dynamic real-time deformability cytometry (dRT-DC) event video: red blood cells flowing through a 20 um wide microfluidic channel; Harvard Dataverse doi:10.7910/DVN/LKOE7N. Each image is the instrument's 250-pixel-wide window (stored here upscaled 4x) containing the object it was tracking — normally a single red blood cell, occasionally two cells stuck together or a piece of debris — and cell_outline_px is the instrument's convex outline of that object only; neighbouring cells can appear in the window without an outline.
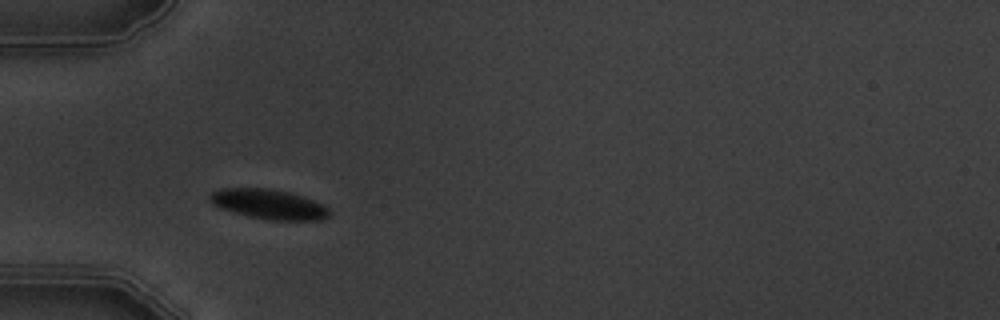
{"species": "common noctule bat (a hibernating species)", "species_latin": "Nyctalus noctula", "temperature_condition": "warm", "stored_images_in_passage": 2, "camera_frame_rate_fps": 3000, "um_per_image_px": 0.085, "animal": {"sex": "male", "body_mass_g": 19.5, "forearm_length_mm": 54.6}, "frame": {"image": 1, "passage_image": 1, "time_ms": 0.0, "image_size_px": [1000, 320], "cell_outline_px": [[328, 216], [320, 220], [272, 220], [248, 216], [220, 208], [212, 204], [208, 200], [208, 196], [212, 192], [220, 188], [268, 188], [288, 192], [312, 200], [328, 208]], "centroid_in_image_um": [22.77, 17.35], "position_along_channel_um": 62.2, "area_um2": 20.52}}